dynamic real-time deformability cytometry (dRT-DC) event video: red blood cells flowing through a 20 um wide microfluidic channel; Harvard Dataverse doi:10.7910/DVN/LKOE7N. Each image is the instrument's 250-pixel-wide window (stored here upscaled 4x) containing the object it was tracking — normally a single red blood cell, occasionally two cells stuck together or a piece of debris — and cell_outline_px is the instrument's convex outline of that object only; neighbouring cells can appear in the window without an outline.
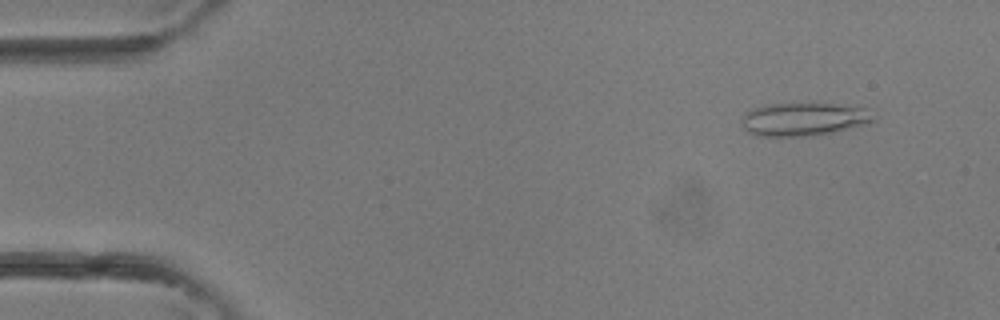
{"species": "common noctule bat (a hibernating species)", "species_latin": "Nyctalus noctula", "temperature_condition": "room temperature", "stored_images_in_passage": 3, "camera_frame_rate_fps": 3000, "um_per_image_px": 0.085, "animal": {"sex": "female"}, "frame": {"image": 1, "passage_image": 2, "time_ms": 0.333, "image_size_px": [1000, 320], "cell_outline_px": [[876, 120], [868, 124], [832, 132], [812, 136], [760, 136], [748, 132], [744, 128], [744, 112], [768, 104], [832, 104], [872, 108]], "centroid_in_image_um": [68.42, 10.13], "position_along_channel_um": 16.6, "area_um2": 25.43}}